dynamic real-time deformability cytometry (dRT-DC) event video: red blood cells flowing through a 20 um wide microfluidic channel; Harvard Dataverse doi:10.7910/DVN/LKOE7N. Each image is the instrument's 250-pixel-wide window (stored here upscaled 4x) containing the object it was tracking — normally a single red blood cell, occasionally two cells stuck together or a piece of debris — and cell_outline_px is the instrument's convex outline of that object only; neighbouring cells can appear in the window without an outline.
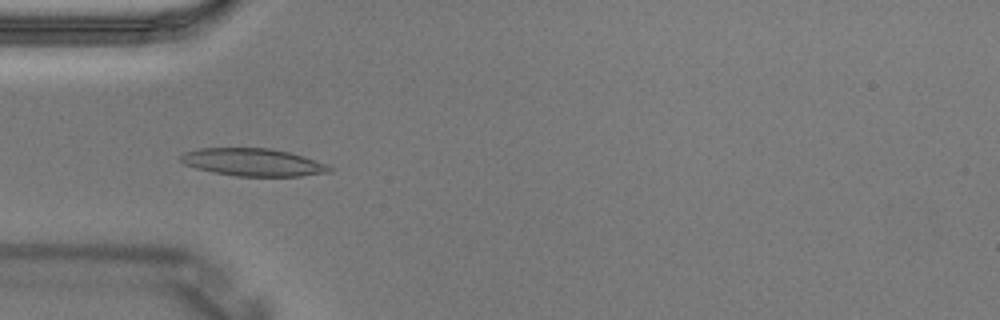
{"species": "Egyptian fruit bat (a non-hibernating species)", "species_latin": "Rousettus aegyptiacus", "temperature_condition": "warm", "stored_images_in_passage": 3, "camera_frame_rate_fps": 3000, "um_per_image_px": 0.085, "animal": {"sex": "male"}, "frame": {"image": 1, "passage_image": 3, "time_ms": 0.667, "image_size_px": [1000, 320], "cell_outline_px": [[336, 168], [332, 172], [300, 176], [236, 176], [212, 172], [196, 168], [184, 164], [180, 160], [180, 156], [184, 152], [200, 148], [268, 148], [288, 152], [304, 156], [328, 164]], "centroid_in_image_um": [21.55, 13.8], "position_along_channel_um": 63.4, "area_um2": 24.1}}